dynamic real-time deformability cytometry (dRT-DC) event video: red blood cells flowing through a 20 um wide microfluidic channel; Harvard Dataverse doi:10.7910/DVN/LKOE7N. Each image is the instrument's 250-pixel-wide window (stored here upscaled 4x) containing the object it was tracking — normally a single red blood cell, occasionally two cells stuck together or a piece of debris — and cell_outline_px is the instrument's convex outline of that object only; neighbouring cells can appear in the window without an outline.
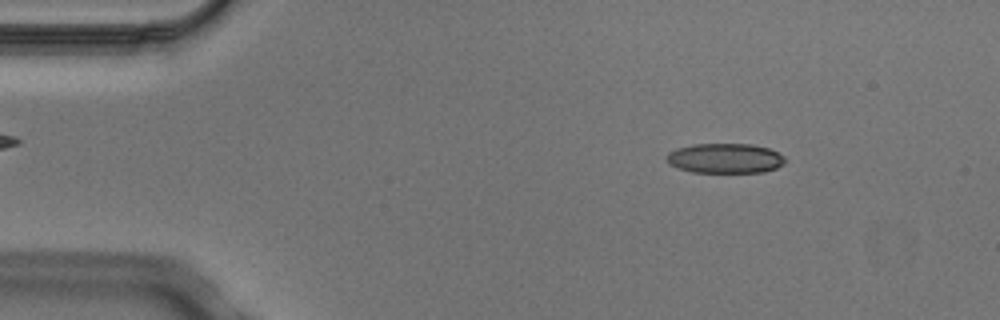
{"species": "Egyptian fruit bat (a non-hibernating species)", "species_latin": "Rousettus aegyptiacus", "temperature_condition": "cold", "stored_images_in_passage": 3, "camera_frame_rate_fps": 3000, "um_per_image_px": 0.085, "animal": {"sex": "male"}, "frame": {"image": 1, "passage_image": 2, "time_ms": 0.333, "image_size_px": [1000, 320], "cell_outline_px": [[784, 164], [776, 168], [764, 172], [692, 172], [668, 164], [664, 160], [668, 152], [676, 148], [692, 144], [752, 144], [768, 148], [784, 156]], "centroid_in_image_um": [61.59, 13.45], "position_along_channel_um": 23.4, "area_um2": 20.69}}